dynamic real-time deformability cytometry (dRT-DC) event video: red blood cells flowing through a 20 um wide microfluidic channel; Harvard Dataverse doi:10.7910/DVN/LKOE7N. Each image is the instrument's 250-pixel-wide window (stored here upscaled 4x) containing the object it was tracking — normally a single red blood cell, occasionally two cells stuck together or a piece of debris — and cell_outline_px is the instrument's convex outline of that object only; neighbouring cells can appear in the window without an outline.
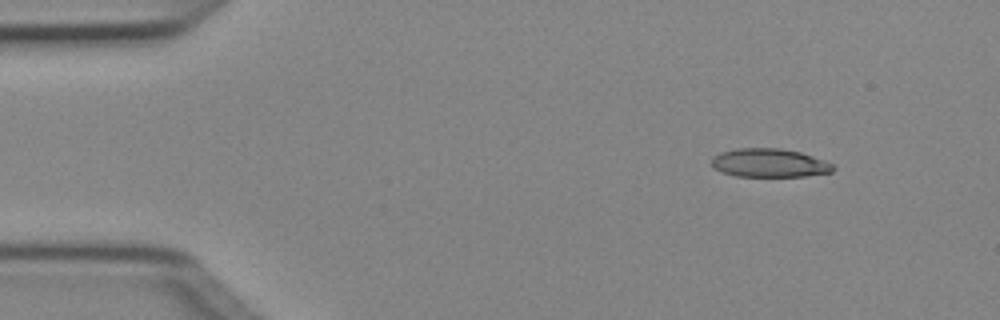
{"species": "Egyptian fruit bat (a non-hibernating species)", "species_latin": "Rousettus aegyptiacus", "temperature_condition": "cold", "stored_images_in_passage": 2, "camera_frame_rate_fps": 3000, "um_per_image_px": 0.085, "animal": {"sex": "female"}, "frame": {"image": 1, "passage_image": 2, "time_ms": 0.333, "image_size_px": [1000, 320], "cell_outline_px": [[836, 168], [832, 172], [804, 176], [736, 176], [720, 172], [712, 168], [712, 156], [720, 152], [736, 148], [780, 148], [800, 152], [812, 156], [832, 164]], "centroid_in_image_um": [65.35, 13.85], "position_along_channel_um": 19.7, "area_um2": 20.29}}